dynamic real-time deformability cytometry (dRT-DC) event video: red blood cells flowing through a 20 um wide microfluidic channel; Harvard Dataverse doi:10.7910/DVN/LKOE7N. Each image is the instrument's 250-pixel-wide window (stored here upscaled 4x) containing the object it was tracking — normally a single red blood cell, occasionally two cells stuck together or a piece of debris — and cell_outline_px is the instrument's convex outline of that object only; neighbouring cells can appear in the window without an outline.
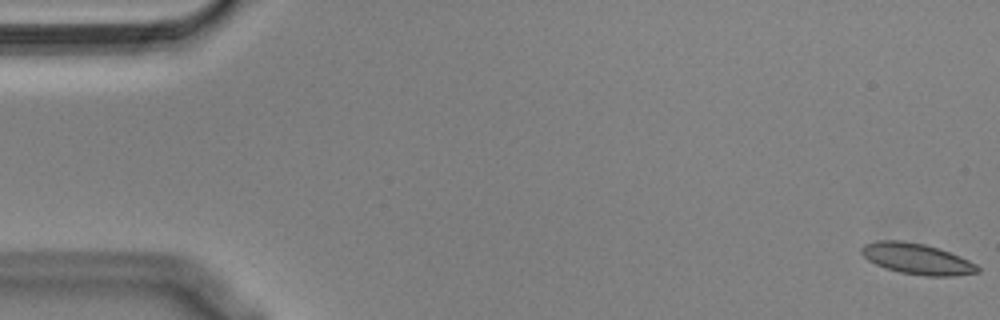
{"species": "Egyptian fruit bat (a non-hibernating species)", "species_latin": "Rousettus aegyptiacus", "temperature_condition": "cold", "stored_images_in_passage": 17, "camera_frame_rate_fps": 3000, "um_per_image_px": 0.085, "animal": {"sex": "male"}, "frame": {"image": 1, "passage_image": 1, "time_ms": 0.0, "image_size_px": [1000, 320], "cell_outline_px": [[980, 272], [956, 276], [924, 276], [900, 272], [884, 268], [868, 260], [860, 252], [860, 248], [864, 244], [880, 240], [900, 240], [924, 244], [960, 256], [976, 264], [980, 268]], "centroid_in_image_um": [77.93, 22.01], "position_along_channel_um": 7.1, "area_um2": 20.87}}